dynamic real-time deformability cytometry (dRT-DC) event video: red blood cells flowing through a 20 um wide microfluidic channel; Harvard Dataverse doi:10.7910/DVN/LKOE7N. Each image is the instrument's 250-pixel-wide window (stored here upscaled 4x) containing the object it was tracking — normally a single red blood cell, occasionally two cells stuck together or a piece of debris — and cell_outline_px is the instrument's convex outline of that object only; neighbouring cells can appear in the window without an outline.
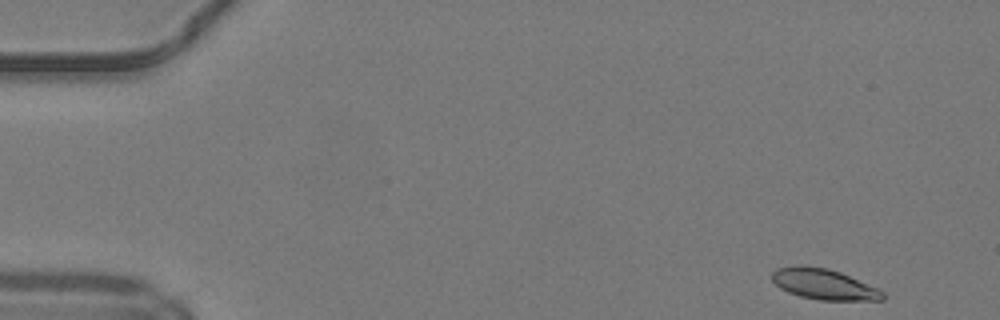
{"species": "common noctule bat (a hibernating species)", "species_latin": "Nyctalus noctula", "temperature_condition": "warm", "stored_images_in_passage": 47, "camera_frame_rate_fps": 3000, "um_per_image_px": 0.085, "animal": {"sex": "male", "body_mass_g": 19.2, "forearm_length_mm": 51.8}, "frame": {"image": 1, "passage_image": 1, "time_ms": 0.0, "image_size_px": [1000, 320], "cell_outline_px": [[884, 300], [820, 300], [800, 296], [788, 292], [780, 288], [772, 280], [772, 272], [776, 268], [800, 264], [808, 264], [828, 268], [840, 272], [880, 288], [884, 292]], "centroid_in_image_um": [70.03, 24.13], "position_along_channel_um": 15.0, "area_um2": 20.11}}
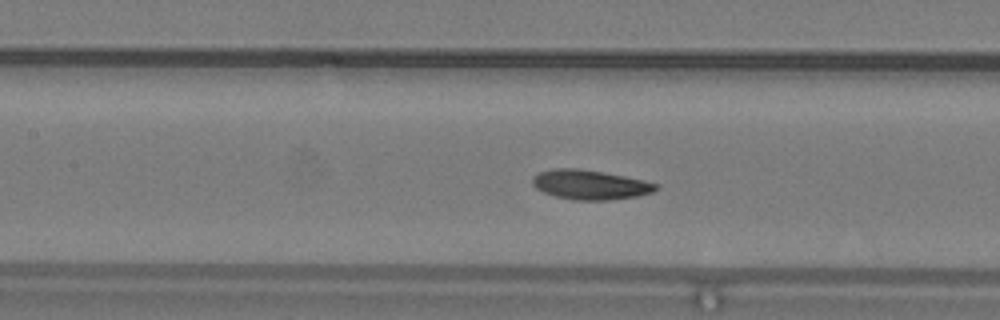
{"frame": {"image": 2, "passage_image": 20, "time_ms": 6.333, "image_size_px": [1000, 320], "cell_outline_px": [[660, 188], [652, 192], [636, 196], [608, 200], [572, 200], [556, 196], [544, 192], [536, 188], [532, 184], [532, 180], [540, 172], [552, 168], [576, 168], [624, 176], [644, 180], [656, 184]], "centroid_in_image_um": [50.15, 15.7], "position_along_channel_um": 157.2, "area_um2": 20.98}}
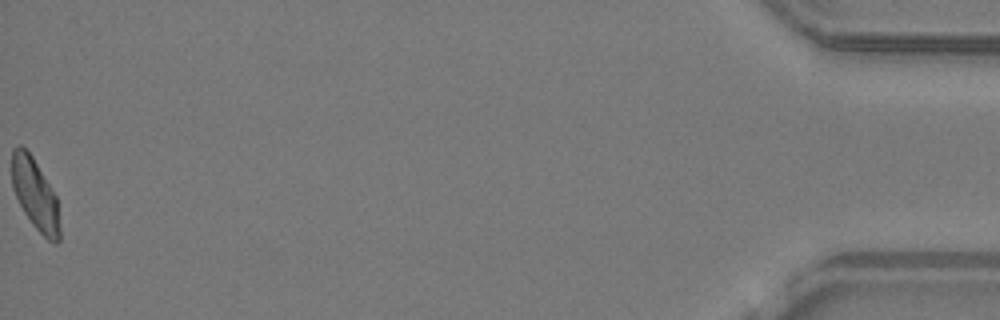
{"frame": {"image": 3, "passage_image": 47, "time_ms": 15.333, "image_size_px": [1000, 320], "cell_outline_px": [[60, 240], [56, 244], [48, 240], [32, 224], [24, 212], [12, 188], [12, 148], [20, 144], [32, 156], [56, 196], [60, 228]], "centroid_in_image_um": [2.98, 16.53], "position_along_channel_um": 432.2, "area_um2": 19.65}, "authors_computed_cell_mechanics": {"area_um2": 20.6346, "velocity_mm_per_s": 4.1822, "shape_relaxation_time_tau1_ms": 4.0079, "shape_relaxation_time_tau2_ms": 2.7476, "deformation_change_tau1": 0.143, "deformation_change_tau2": 0.0927}}